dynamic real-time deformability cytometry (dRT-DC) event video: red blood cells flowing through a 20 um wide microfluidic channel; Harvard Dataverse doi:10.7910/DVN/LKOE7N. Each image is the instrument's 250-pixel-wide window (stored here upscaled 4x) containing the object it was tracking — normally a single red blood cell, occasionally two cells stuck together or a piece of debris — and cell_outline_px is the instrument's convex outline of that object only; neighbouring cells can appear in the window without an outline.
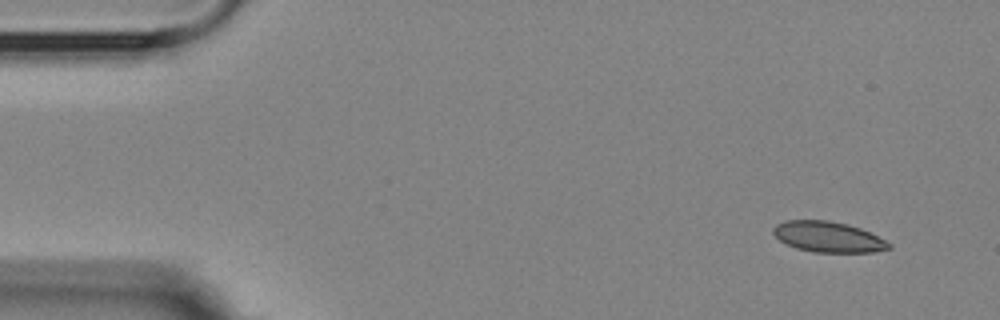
{"species": "Egyptian fruit bat (a non-hibernating species)", "species_latin": "Rousettus aegyptiacus", "temperature_condition": "room temperature", "stored_images_in_passage": 4, "camera_frame_rate_fps": 3000, "um_per_image_px": 0.085, "animal": {"sex": "female"}, "frame": {"image": 1, "passage_image": 1, "time_ms": 0.0, "image_size_px": [1000, 320], "cell_outline_px": [[892, 248], [872, 252], [816, 252], [796, 248], [780, 240], [772, 232], [772, 228], [776, 224], [784, 220], [828, 220], [848, 224], [860, 228], [892, 244]], "centroid_in_image_um": [70.37, 20.12], "position_along_channel_um": 14.6, "area_um2": 20.52}}